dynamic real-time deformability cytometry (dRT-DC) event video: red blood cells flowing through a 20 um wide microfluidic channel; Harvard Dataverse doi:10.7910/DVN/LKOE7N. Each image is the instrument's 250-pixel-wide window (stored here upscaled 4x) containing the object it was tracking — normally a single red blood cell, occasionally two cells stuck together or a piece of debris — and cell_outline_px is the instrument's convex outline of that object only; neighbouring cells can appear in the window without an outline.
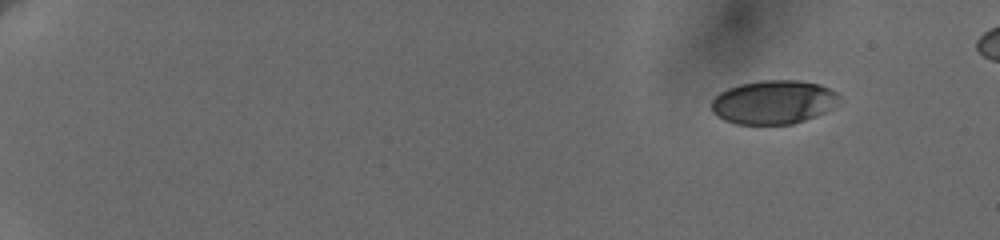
{"species": "human", "species_latin": "Homo sapiens", "temperature_condition": "cold", "stored_images_in_passage": 39, "camera_frame_rate_fps": 3000, "um_per_image_px": 0.085, "donor": {"sex": "female"}, "frame": {"image": 1, "passage_image": 1, "time_ms": 0.0, "image_size_px": [1000, 240], "cell_outline_px": [[844, 100], [840, 104], [816, 116], [792, 124], [736, 124], [724, 120], [712, 112], [712, 100], [720, 92], [728, 88], [740, 84], [764, 80], [796, 80], [820, 84], [836, 92]], "centroid_in_image_um": [65.79, 8.68], "position_along_channel_um": 19.2, "area_um2": 32.77}}
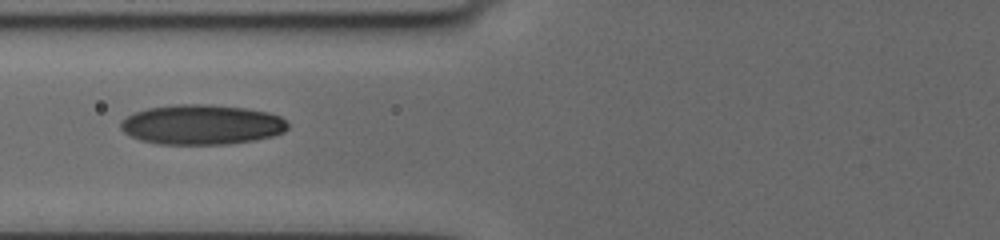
{"frame": {"image": 2, "passage_image": 25, "time_ms": 7.0, "image_size_px": [1000, 240], "cell_outline_px": [[288, 128], [284, 132], [272, 136], [256, 140], [228, 144], [160, 144], [140, 140], [124, 132], [120, 128], [120, 120], [136, 112], [148, 108], [176, 104], [208, 104], [244, 108], [268, 112], [280, 116], [288, 124]], "centroid_in_image_um": [17.15, 10.59], "position_along_channel_um": 108.6, "area_um2": 38.9}}
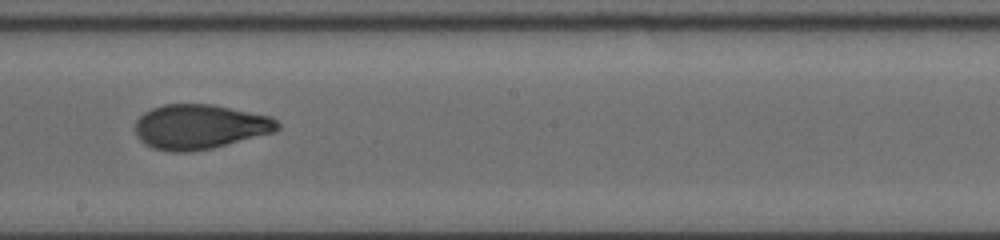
{"frame": {"image": 3, "passage_image": 38, "time_ms": 10.333, "image_size_px": [1000, 240], "cell_outline_px": [[280, 128], [276, 132], [212, 148], [192, 152], [172, 152], [152, 148], [140, 140], [136, 136], [136, 120], [144, 112], [152, 108], [164, 104], [212, 104], [272, 116], [280, 124]], "centroid_in_image_um": [17.0, 10.77], "position_along_channel_um": 231.2, "area_um2": 37.34}}